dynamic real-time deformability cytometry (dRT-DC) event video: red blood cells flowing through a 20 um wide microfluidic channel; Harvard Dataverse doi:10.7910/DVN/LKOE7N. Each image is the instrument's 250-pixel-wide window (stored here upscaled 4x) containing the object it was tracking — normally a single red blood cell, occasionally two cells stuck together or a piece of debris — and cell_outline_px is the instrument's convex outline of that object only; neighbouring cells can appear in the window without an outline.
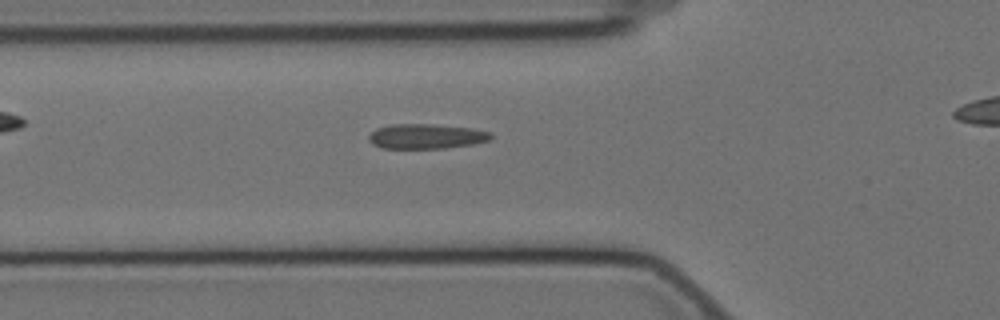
{"species": "Egyptian fruit bat (a non-hibernating species)", "species_latin": "Rousettus aegyptiacus", "temperature_condition": "cold", "stored_images_in_passage": 35, "camera_frame_rate_fps": 3000, "um_per_image_px": 0.085, "animal": {"sex": "female"}, "frame": {"image": 1, "passage_image": 5, "time_ms": 1.333, "image_size_px": [1000, 320], "cell_outline_px": [[492, 140], [472, 144], [444, 148], [380, 148], [372, 144], [368, 140], [368, 136], [376, 128], [392, 124], [432, 124], [472, 128], [492, 132]], "centroid_in_image_um": [36.23, 11.58], "position_along_channel_um": 89.6, "area_um2": 17.8}}
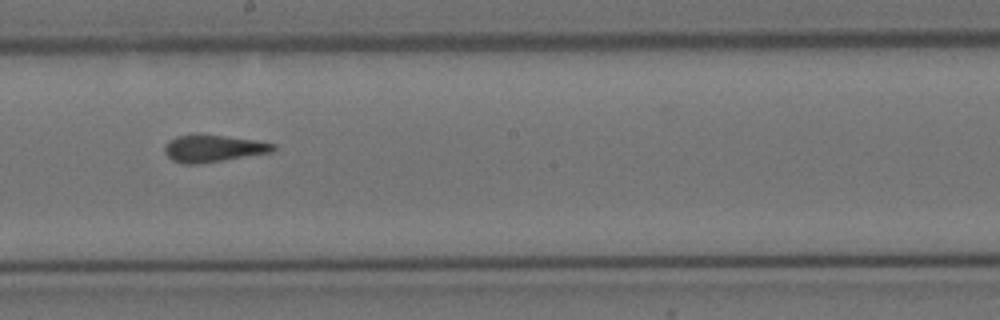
{"frame": {"image": 2, "passage_image": 17, "time_ms": 5.333, "image_size_px": [1000, 320], "cell_outline_px": [[276, 148], [272, 152], [196, 164], [184, 164], [172, 160], [164, 152], [164, 148], [168, 140], [176, 136], [196, 132], [200, 132], [256, 140], [276, 144]], "centroid_in_image_um": [18.08, 12.57], "position_along_channel_um": 230.1, "area_um2": 17.51}}
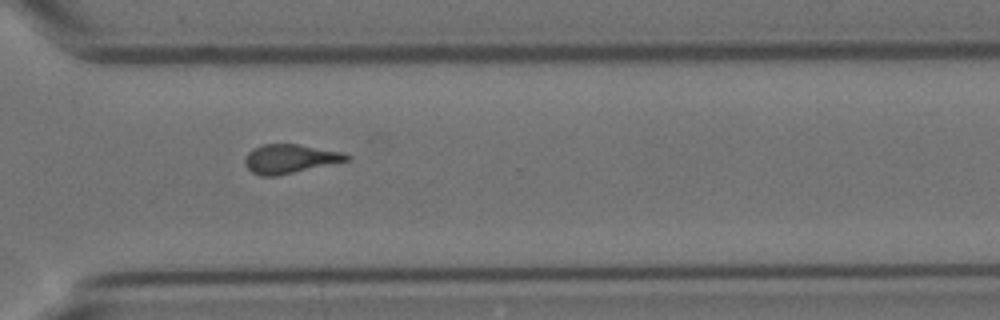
{"frame": {"image": 3, "passage_image": 27, "time_ms": 8.667, "image_size_px": [1000, 320], "cell_outline_px": [[352, 156], [348, 160], [276, 176], [260, 176], [252, 172], [244, 164], [244, 160], [248, 152], [252, 148], [264, 144], [296, 144], [344, 152]], "centroid_in_image_um": [24.61, 13.49], "position_along_channel_um": 346.0, "area_um2": 17.05}}